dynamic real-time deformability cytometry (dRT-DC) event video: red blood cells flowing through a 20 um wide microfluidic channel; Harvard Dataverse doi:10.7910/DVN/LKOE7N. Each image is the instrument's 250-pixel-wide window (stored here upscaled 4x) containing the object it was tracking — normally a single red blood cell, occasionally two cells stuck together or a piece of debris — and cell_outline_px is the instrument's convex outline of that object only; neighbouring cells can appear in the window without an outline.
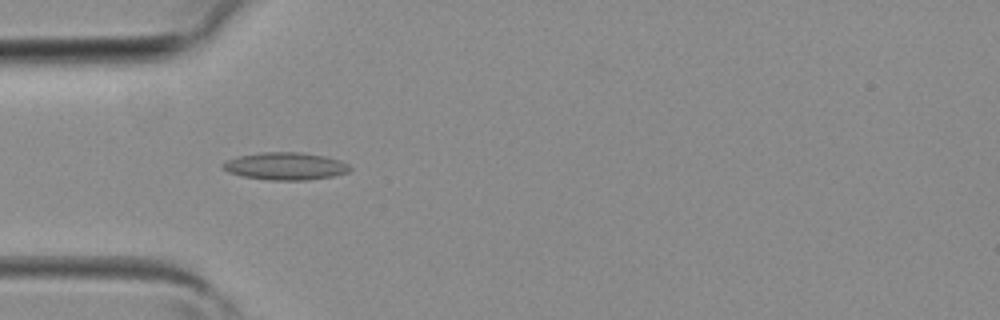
{"species": "common noctule bat (a hibernating species)", "species_latin": "Nyctalus noctula", "temperature_condition": "room temperature", "stored_images_in_passage": 3, "camera_frame_rate_fps": 3000, "um_per_image_px": 0.085, "animal": {"sex": "female", "body_mass_g": 19.3, "forearm_length_mm": 54.1}, "frame": {"image": 1, "passage_image": 3, "time_ms": 0.667, "image_size_px": [1000, 320], "cell_outline_px": [[352, 168], [348, 172], [332, 176], [308, 180], [272, 180], [244, 176], [228, 172], [220, 164], [228, 160], [240, 156], [264, 152], [296, 152], [324, 156], [340, 160], [348, 164]], "centroid_in_image_um": [24.29, 14.12], "position_along_channel_um": 60.7, "area_um2": 20.06}}